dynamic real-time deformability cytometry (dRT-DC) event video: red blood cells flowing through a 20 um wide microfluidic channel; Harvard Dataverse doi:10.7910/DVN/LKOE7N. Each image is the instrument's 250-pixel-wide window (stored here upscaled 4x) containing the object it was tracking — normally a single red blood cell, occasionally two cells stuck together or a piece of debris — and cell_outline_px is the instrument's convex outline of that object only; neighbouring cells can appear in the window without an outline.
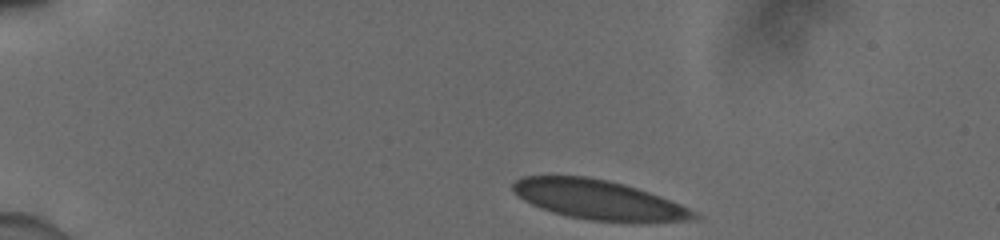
{"species": "human", "species_latin": "Homo sapiens", "temperature_condition": "cold", "stored_images_in_passage": 39, "camera_frame_rate_fps": 3000, "um_per_image_px": 0.085, "donor": {"sex": "male"}, "frame": {"image": 1, "passage_image": 1, "time_ms": 0.0, "image_size_px": [1000, 240], "cell_outline_px": [[704, 216], [700, 220], [588, 220], [568, 216], [552, 212], [540, 208], [516, 196], [512, 192], [512, 184], [520, 176], [588, 176], [608, 180], [624, 184], [660, 196], [680, 204]], "centroid_in_image_um": [50.82, 16.95], "position_along_channel_um": 34.2, "area_um2": 41.04}}
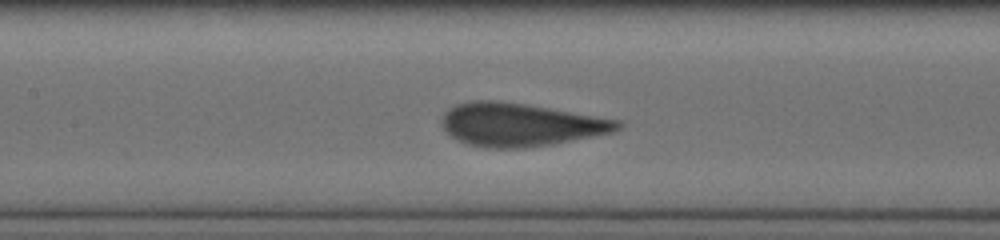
{"frame": {"image": 2, "passage_image": 17, "time_ms": 5.333, "image_size_px": [1000, 240], "cell_outline_px": [[624, 124], [620, 128], [612, 132], [552, 144], [524, 148], [484, 148], [468, 144], [456, 140], [444, 128], [440, 120], [444, 112], [448, 108], [456, 104], [472, 100], [500, 100], [620, 120]], "centroid_in_image_um": [44.18, 10.59], "position_along_channel_um": 163.2, "area_um2": 44.1}}
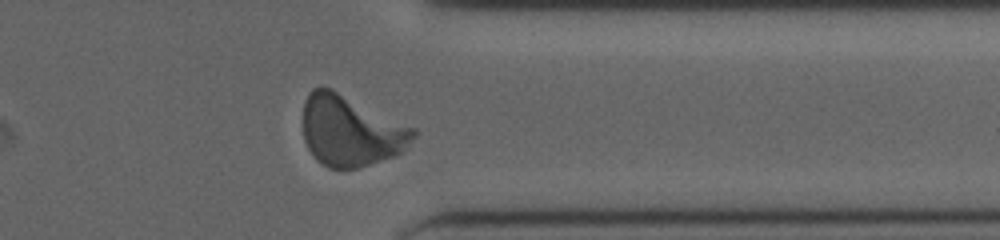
{"frame": {"image": 3, "passage_image": 34, "time_ms": 11.0, "image_size_px": [1000, 240], "cell_outline_px": [[416, 136], [400, 152], [392, 156], [356, 168], [328, 168], [316, 160], [308, 148], [304, 140], [304, 100], [308, 92], [312, 88], [332, 88], [416, 128]], "centroid_in_image_um": [29.79, 11.1], "position_along_channel_um": 381.6, "area_um2": 45.32}, "authors_computed_cell_mechanics": {"area_um2": 43.4078, "velocity_mm_per_s": 3.9006, "shape_relaxation_time_tau1_ms": 6.289, "shape_relaxation_time_tau2_ms": null, "deformation_change_tau1": 0.1924, "deformation_change_tau2": null}}